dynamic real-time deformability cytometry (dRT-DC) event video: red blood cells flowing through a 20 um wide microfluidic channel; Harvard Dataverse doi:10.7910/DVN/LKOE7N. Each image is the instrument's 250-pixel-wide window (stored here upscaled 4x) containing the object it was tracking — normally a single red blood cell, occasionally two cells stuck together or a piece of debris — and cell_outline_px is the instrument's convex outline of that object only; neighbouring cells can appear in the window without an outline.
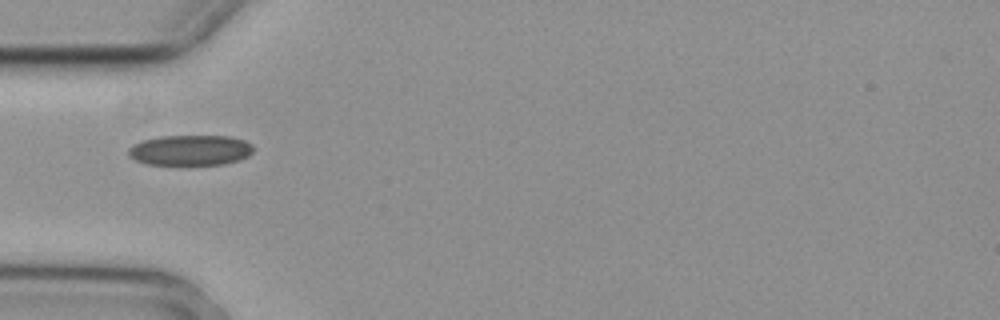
{"species": "common noctule bat (a hibernating species)", "species_latin": "Nyctalus noctula", "temperature_condition": "cold", "stored_images_in_passage": 3, "camera_frame_rate_fps": 3000, "um_per_image_px": 0.085, "animal": {"sex": "female", "body_mass_g": 29.2, "forearm_length_mm": 56.3}, "frame": {"image": 1, "passage_image": 1, "time_ms": 0.0, "image_size_px": [1000, 320], "cell_outline_px": [[252, 152], [248, 156], [240, 160], [224, 164], [148, 164], [136, 160], [128, 156], [128, 148], [132, 144], [140, 140], [160, 136], [232, 136], [244, 140], [252, 144]], "centroid_in_image_um": [16.16, 12.75], "position_along_channel_um": 68.8, "area_um2": 22.25}}
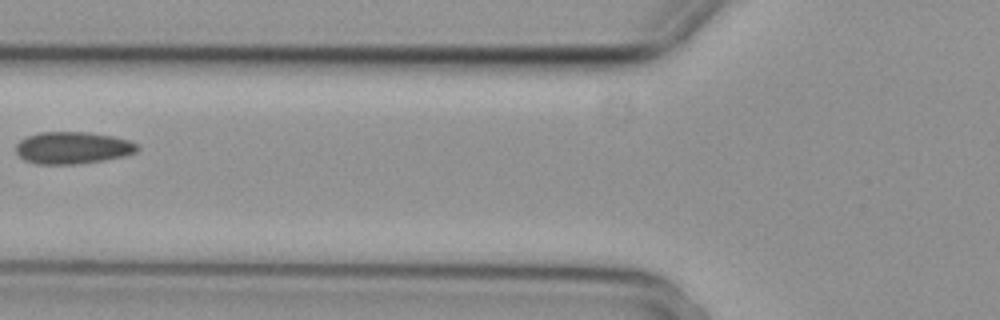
{"frame": {"image": 2, "passage_image": 2, "time_ms": 0.333, "image_size_px": [1000, 320], "cell_outline_px": [[140, 148], [136, 152], [124, 156], [104, 160], [76, 164], [36, 164], [24, 160], [16, 152], [16, 144], [20, 140], [28, 136], [40, 132], [88, 132], [112, 136], [128, 140], [136, 144]], "centroid_in_image_um": [6.17, 12.56], "position_along_channel_um": 119.6, "area_um2": 22.66}}
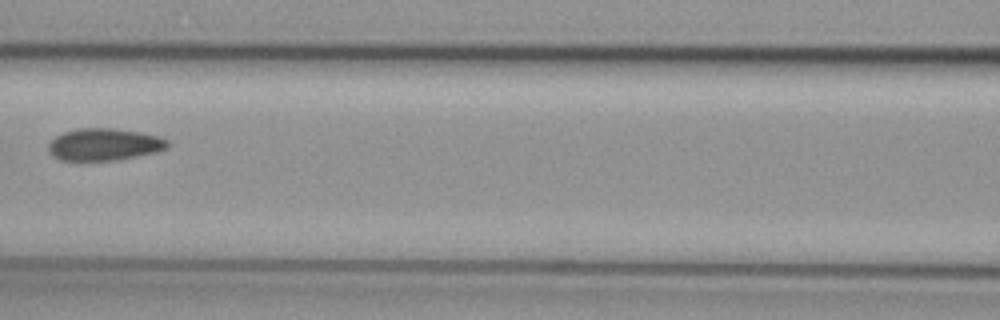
{"frame": {"image": 3, "passage_image": 3, "time_ms": 0.667, "image_size_px": [1000, 320], "cell_outline_px": [[168, 148], [156, 152], [116, 160], [60, 160], [52, 156], [48, 148], [48, 144], [56, 136], [64, 132], [76, 128], [112, 128], [140, 132], [160, 136], [168, 140]], "centroid_in_image_um": [8.86, 12.27], "position_along_channel_um": 157.7, "area_um2": 22.31}}